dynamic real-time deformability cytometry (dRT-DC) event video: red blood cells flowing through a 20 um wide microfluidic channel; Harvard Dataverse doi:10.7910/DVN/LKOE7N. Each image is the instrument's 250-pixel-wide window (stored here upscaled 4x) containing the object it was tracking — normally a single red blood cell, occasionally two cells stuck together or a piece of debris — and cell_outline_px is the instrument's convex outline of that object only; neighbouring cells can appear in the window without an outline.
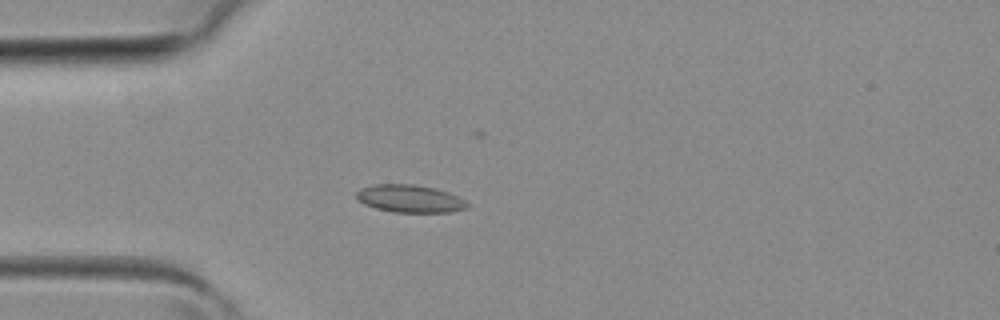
{"species": "common noctule bat (a hibernating species)", "species_latin": "Nyctalus noctula", "temperature_condition": "room temperature", "stored_images_in_passage": 2, "camera_frame_rate_fps": 3000, "um_per_image_px": 0.085, "animal": {"sex": "female", "body_mass_g": 19.3, "forearm_length_mm": 54.1}, "frame": {"image": 1, "passage_image": 2, "time_ms": 0.333, "image_size_px": [1000, 320], "cell_outline_px": [[472, 204], [468, 208], [448, 212], [392, 212], [376, 208], [364, 204], [356, 200], [356, 192], [360, 188], [376, 184], [416, 184], [436, 188], [448, 192]], "centroid_in_image_um": [34.83, 16.88], "position_along_channel_um": 50.2, "area_um2": 18.03}}